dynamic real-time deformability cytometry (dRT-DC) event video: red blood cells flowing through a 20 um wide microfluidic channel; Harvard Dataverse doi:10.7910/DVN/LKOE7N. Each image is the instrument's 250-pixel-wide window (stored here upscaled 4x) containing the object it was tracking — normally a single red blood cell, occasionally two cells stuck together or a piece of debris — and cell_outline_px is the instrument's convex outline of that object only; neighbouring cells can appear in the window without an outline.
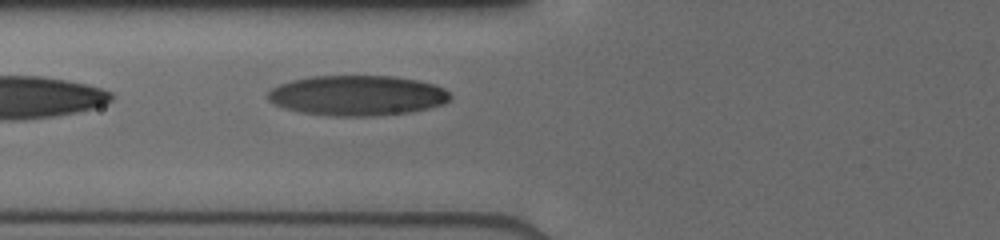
{"species": "human", "species_latin": "Homo sapiens", "temperature_condition": "cold", "stored_images_in_passage": 11, "camera_frame_rate_fps": 3000, "um_per_image_px": 0.085, "donor": {"sex": "male"}, "frame": {"image": 1, "passage_image": 11, "time_ms": 4.667, "image_size_px": [1000, 240], "cell_outline_px": [[452, 96], [444, 104], [428, 108], [408, 112], [368, 116], [336, 116], [300, 112], [284, 108], [268, 100], [264, 96], [272, 88], [280, 84], [292, 80], [308, 76], [392, 76], [416, 80], [432, 84], [444, 88]], "centroid_in_image_um": [30.33, 8.11], "position_along_channel_um": 95.5, "area_um2": 42.6}}